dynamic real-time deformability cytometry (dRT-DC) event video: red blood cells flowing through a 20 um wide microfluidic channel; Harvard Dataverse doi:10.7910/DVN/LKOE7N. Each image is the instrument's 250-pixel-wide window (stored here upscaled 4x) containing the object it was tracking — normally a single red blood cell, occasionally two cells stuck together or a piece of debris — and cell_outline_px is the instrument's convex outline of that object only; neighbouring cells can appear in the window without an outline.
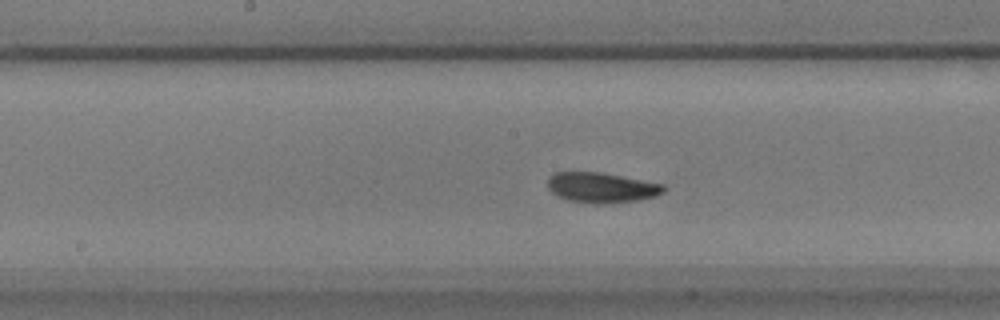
{"species": "common noctule bat (a hibernating species)", "species_latin": "Nyctalus noctula", "temperature_condition": "warm", "stored_images_in_passage": 49, "camera_frame_rate_fps": 3000, "um_per_image_px": 0.085, "animal": {"sex": "male", "body_mass_g": 17.9}, "frame": {"image": 1, "passage_image": 22, "time_ms": 7.0, "image_size_px": [1000, 320], "cell_outline_px": [[668, 188], [664, 192], [656, 196], [640, 200], [604, 204], [596, 204], [568, 200], [552, 192], [548, 188], [548, 176], [556, 172], [600, 172], [664, 184]], "centroid_in_image_um": [51.17, 15.95], "position_along_channel_um": 197.0, "area_um2": 20.52}}
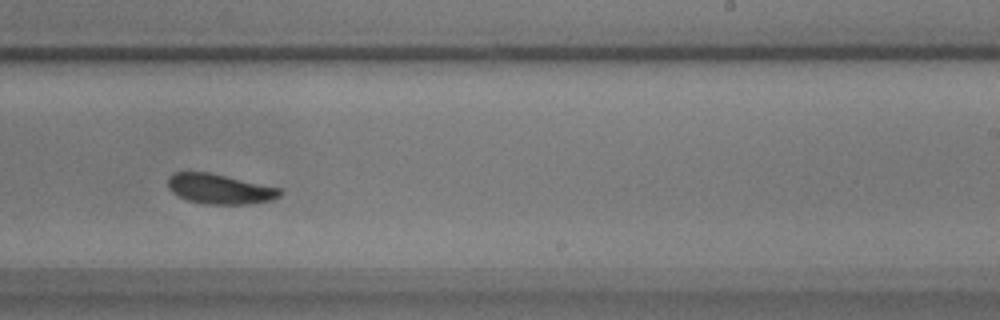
{"frame": {"image": 2, "passage_image": 28, "time_ms": 9.0, "image_size_px": [1000, 320], "cell_outline_px": [[280, 196], [272, 200], [248, 204], [204, 204], [188, 200], [172, 192], [168, 188], [168, 176], [172, 172], [208, 172], [280, 188]], "centroid_in_image_um": [18.64, 16.06], "position_along_channel_um": 270.4, "area_um2": 19.42}}
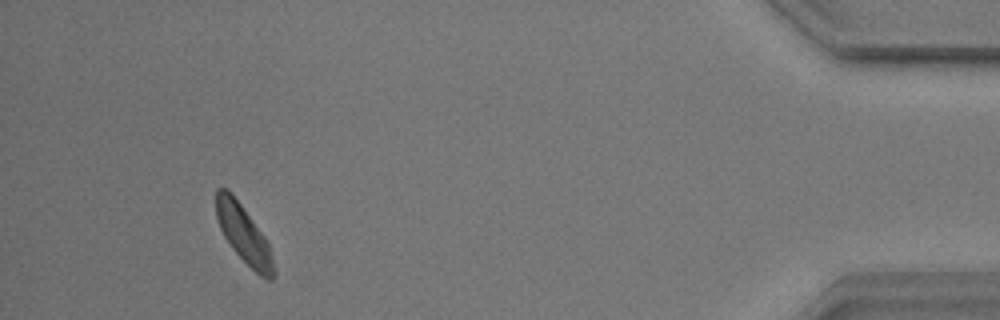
{"frame": {"image": 3, "passage_image": 45, "time_ms": 14.667, "image_size_px": [1000, 320], "cell_outline_px": [[276, 272], [272, 280], [268, 280], [260, 276], [232, 248], [224, 236], [220, 228], [216, 216], [216, 188], [228, 188], [264, 236], [268, 244]], "centroid_in_image_um": [20.71, 19.91], "position_along_channel_um": 414.5, "area_um2": 18.96}, "authors_computed_cell_mechanics": {"area_um2": 19.7098, "velocity_mm_per_s": 3.6887, "shape_relaxation_time_tau1_ms": 5.6525, "shape_relaxation_time_tau2_ms": null, "deformation_change_tau1": 0.1375, "deformation_change_tau2": null}}